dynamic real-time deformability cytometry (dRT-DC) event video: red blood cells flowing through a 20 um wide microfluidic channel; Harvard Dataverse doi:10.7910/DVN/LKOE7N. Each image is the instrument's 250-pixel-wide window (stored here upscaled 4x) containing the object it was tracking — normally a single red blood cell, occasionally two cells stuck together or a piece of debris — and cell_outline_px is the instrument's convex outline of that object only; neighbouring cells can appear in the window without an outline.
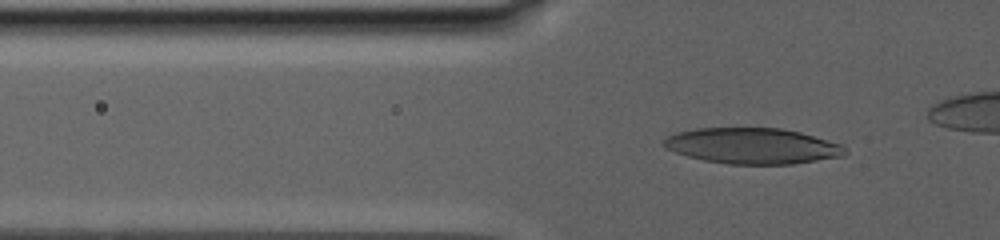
{"species": "human", "species_latin": "Homo sapiens", "temperature_condition": "warm", "stored_images_in_passage": 98, "camera_frame_rate_fps": 3000, "um_per_image_px": 0.085, "donor": {"sex": "male"}, "frame": {"image": 1, "passage_image": 51, "time_ms": 10.667, "image_size_px": [1000, 240], "cell_outline_px": [[848, 152], [844, 156], [792, 164], [728, 164], [704, 160], [688, 156], [664, 148], [660, 144], [668, 136], [676, 132], [696, 128], [780, 128], [800, 132], [844, 144]], "centroid_in_image_um": [63.98, 12.4], "position_along_channel_um": 61.8, "area_um2": 38.09}}
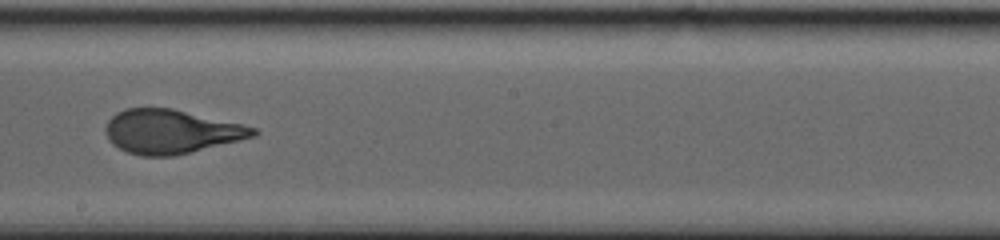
{"frame": {"image": 2, "passage_image": 80, "time_ms": 18.0, "image_size_px": [1000, 240], "cell_outline_px": [[260, 132], [256, 136], [240, 140], [172, 156], [140, 156], [128, 152], [112, 144], [108, 140], [104, 128], [108, 120], [116, 112], [124, 108], [172, 108], [244, 124], [256, 128]], "centroid_in_image_um": [14.53, 11.17], "position_along_channel_um": 233.7, "area_um2": 37.92}}
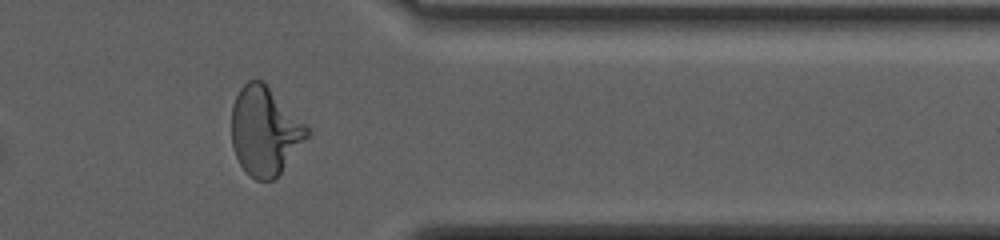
{"frame": {"image": 3, "passage_image": 94, "time_ms": 24.333, "image_size_px": [1000, 240], "cell_outline_px": [[312, 136], [276, 180], [256, 180], [240, 164], [236, 156], [232, 144], [232, 104], [240, 88], [248, 80], [264, 80], [312, 132]], "centroid_in_image_um": [22.56, 11.15], "position_along_channel_um": 388.8, "area_um2": 39.54}}